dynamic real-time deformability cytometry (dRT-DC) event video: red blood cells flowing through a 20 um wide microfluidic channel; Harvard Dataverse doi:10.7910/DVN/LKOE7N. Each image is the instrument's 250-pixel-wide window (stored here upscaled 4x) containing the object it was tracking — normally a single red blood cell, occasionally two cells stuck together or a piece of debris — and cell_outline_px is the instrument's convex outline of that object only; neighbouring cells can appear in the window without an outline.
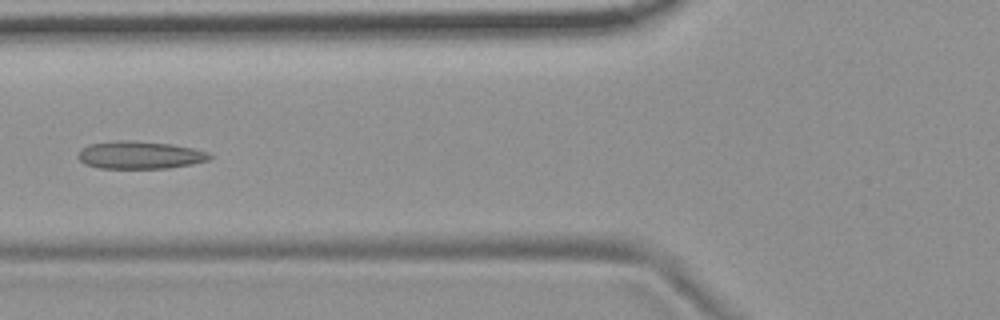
{"species": "common noctule bat (a hibernating species)", "species_latin": "Nyctalus noctula", "temperature_condition": "room temperature", "stored_images_in_passage": 6, "camera_frame_rate_fps": 3000, "um_per_image_px": 0.085, "animal": {"sex": "female", "body_mass_g": 19.9}, "frame": {"image": 1, "passage_image": 6, "time_ms": 6.667, "image_size_px": [1000, 320], "cell_outline_px": [[212, 156], [208, 160], [192, 164], [168, 168], [100, 168], [84, 164], [76, 156], [80, 148], [88, 144], [116, 140], [136, 140], [172, 144], [192, 148], [208, 152]], "centroid_in_image_um": [11.84, 13.16], "position_along_channel_um": 114.0, "area_um2": 21.44}}